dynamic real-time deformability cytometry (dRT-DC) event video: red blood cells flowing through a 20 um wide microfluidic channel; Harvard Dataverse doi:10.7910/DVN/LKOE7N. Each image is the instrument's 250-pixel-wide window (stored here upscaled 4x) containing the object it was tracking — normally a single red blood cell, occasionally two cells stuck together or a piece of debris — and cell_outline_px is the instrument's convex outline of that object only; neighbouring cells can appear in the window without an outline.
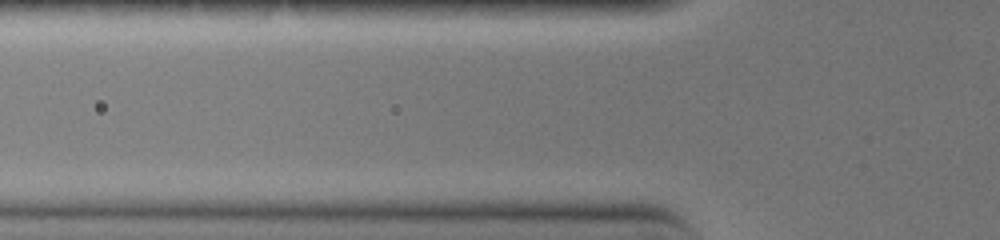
{"species": "common noctule bat (a hibernating species)", "species_latin": "Nyctalus noctula", "temperature_condition": "warm", "stored_images_in_passage": 4, "camera_frame_rate_fps": 3000, "um_per_image_px": 0.085, "animal": {"sex": "female", "body_mass_g": 19.0, "forearm_length_mm": 51.5}, "frame": {"image": 1, "passage_image": 2, "time_ms": 0.333, "image_size_px": [1000, 240], "cell_outline_px": [[632, 160], [628, 168], [560, 168], [500, 164], [496, 160], [544, 152], [600, 156]], "centroid_in_image_um": [48.14, 13.7], "position_along_channel_um": 77.7, "area_um2": 10.98}}